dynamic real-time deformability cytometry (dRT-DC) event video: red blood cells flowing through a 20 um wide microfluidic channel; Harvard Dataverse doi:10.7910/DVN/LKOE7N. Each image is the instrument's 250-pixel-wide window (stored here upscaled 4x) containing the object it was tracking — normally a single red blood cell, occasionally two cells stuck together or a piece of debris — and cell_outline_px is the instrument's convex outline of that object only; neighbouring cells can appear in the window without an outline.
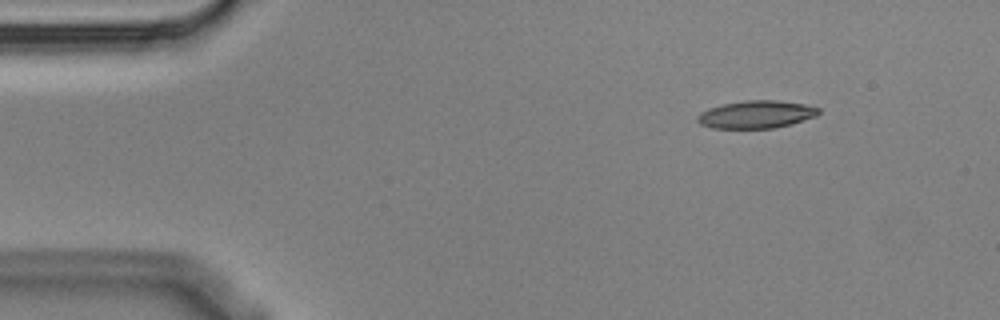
{"species": "Egyptian fruit bat (a non-hibernating species)", "species_latin": "Rousettus aegyptiacus", "temperature_condition": "cold", "stored_images_in_passage": 10, "camera_frame_rate_fps": 3000, "um_per_image_px": 0.085, "animal": {"sex": "male"}, "frame": {"image": 1, "passage_image": 1, "time_ms": 0.0, "image_size_px": [1000, 320], "cell_outline_px": [[820, 112], [816, 116], [792, 124], [772, 128], [712, 128], [700, 124], [696, 120], [696, 116], [700, 112], [724, 104], [744, 100], [776, 100], [804, 104], [820, 108]], "centroid_in_image_um": [64.29, 9.73], "position_along_channel_um": 20.7, "area_um2": 19.48}}
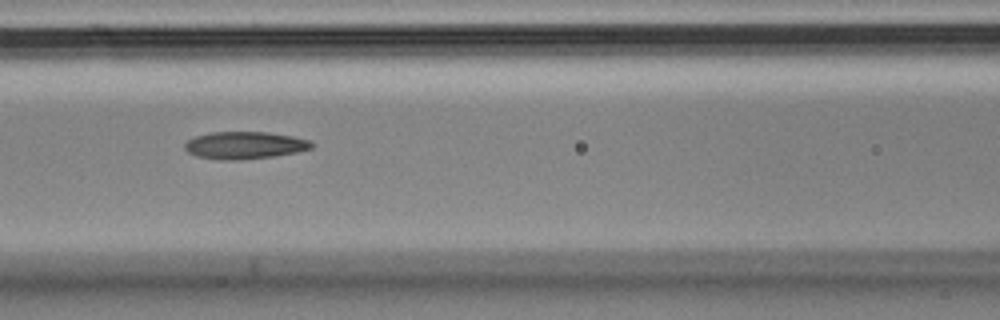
{"frame": {"image": 2, "passage_image": 6, "time_ms": 1.667, "image_size_px": [1000, 320], "cell_outline_px": [[312, 148], [296, 152], [272, 156], [240, 160], [220, 160], [196, 156], [188, 152], [184, 148], [184, 144], [188, 140], [196, 136], [212, 132], [268, 132], [292, 136], [308, 140], [312, 144]], "centroid_in_image_um": [20.76, 12.35], "position_along_channel_um": 145.8, "area_um2": 20.06}}
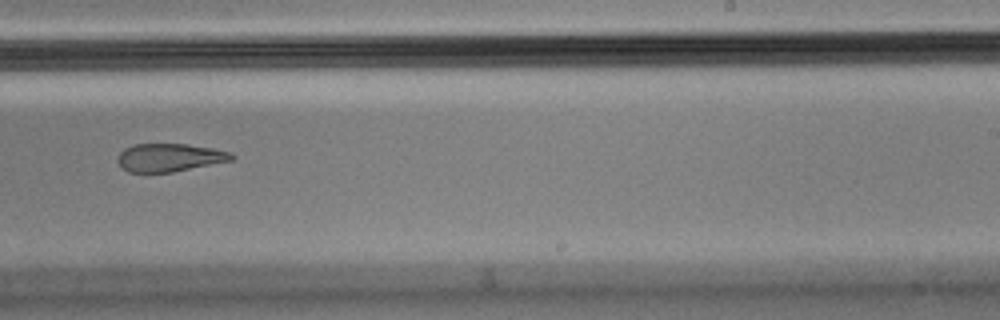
{"frame": {"image": 3, "passage_image": 9, "time_ms": 2.667, "image_size_px": [1000, 320], "cell_outline_px": [[236, 156], [232, 160], [172, 172], [128, 172], [116, 160], [120, 152], [124, 148], [136, 144], [188, 144], [212, 148], [232, 152]], "centroid_in_image_um": [14.42, 13.38], "position_along_channel_um": 274.6, "area_um2": 18.55}}